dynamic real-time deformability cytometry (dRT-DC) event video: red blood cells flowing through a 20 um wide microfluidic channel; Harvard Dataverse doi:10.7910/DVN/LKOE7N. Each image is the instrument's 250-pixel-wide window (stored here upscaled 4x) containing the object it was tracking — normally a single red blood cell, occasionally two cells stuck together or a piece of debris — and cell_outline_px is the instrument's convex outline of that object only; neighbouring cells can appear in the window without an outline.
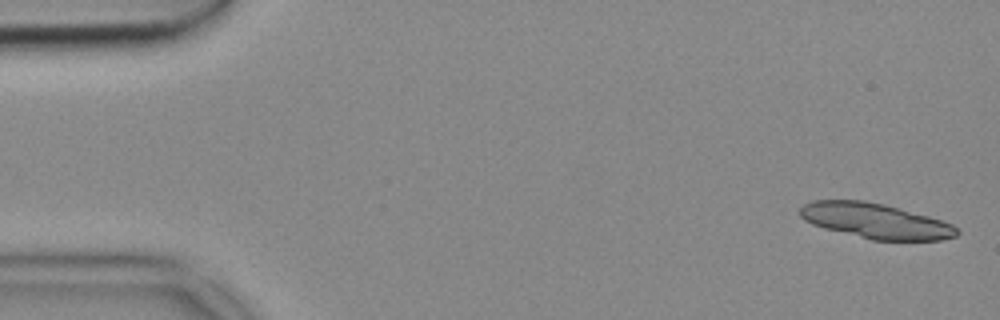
{"species": "common noctule bat (a hibernating species)", "species_latin": "Nyctalus noctula", "temperature_condition": "cold", "stored_images_in_passage": 15, "camera_frame_rate_fps": 3000, "um_per_image_px": 0.085, "animal": {"sex": "female", "body_mass_g": 18.4}, "frame": {"image": 1, "passage_image": 2, "time_ms": 0.333, "image_size_px": [1000, 320], "cell_outline_px": [[960, 232], [956, 236], [940, 240], [872, 240], [824, 228], [812, 224], [804, 220], [800, 216], [800, 208], [804, 204], [812, 200], [864, 200], [884, 204], [928, 216], [952, 224]], "centroid_in_image_um": [74.39, 18.77], "position_along_channel_um": 10.6, "area_um2": 32.02}}